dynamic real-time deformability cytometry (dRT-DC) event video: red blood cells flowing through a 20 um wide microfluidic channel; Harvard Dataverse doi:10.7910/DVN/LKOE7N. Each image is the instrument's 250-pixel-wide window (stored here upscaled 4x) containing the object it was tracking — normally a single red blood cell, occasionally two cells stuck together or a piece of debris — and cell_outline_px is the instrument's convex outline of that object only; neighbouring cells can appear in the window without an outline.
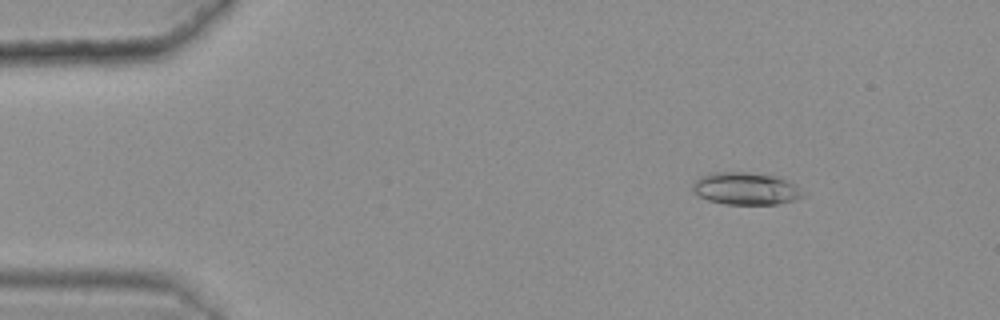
{"species": "common noctule bat (a hibernating species)", "species_latin": "Nyctalus noctula", "temperature_condition": "warm", "stored_images_in_passage": 49, "camera_frame_rate_fps": 3000, "um_per_image_px": 0.085, "animal": {"sex": "female", "body_mass_g": 25.1}, "frame": {"image": 1, "passage_image": 8, "time_ms": 2.333, "image_size_px": [1000, 320], "cell_outline_px": [[804, 196], [796, 200], [776, 204], [724, 204], [708, 200], [692, 192], [692, 184], [700, 176], [712, 172], [748, 172], [776, 176], [796, 184], [804, 192]], "centroid_in_image_um": [63.39, 16.03], "position_along_channel_um": 21.6, "area_um2": 20.98}}
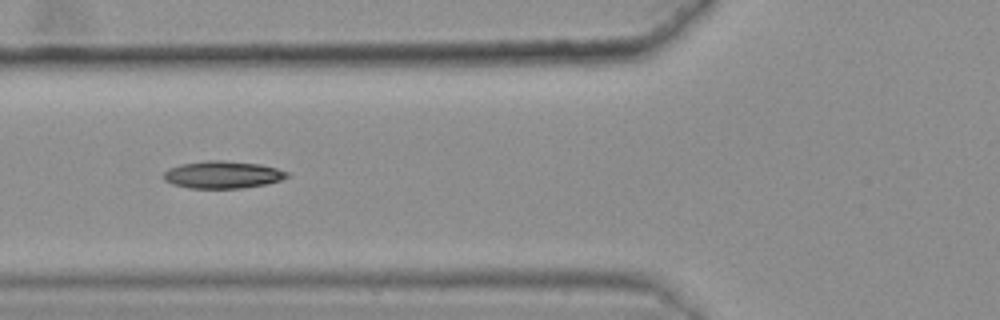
{"frame": {"image": 2, "passage_image": 22, "time_ms": 7.0, "image_size_px": [1000, 320], "cell_outline_px": [[288, 176], [280, 180], [264, 184], [244, 188], [188, 188], [172, 184], [164, 180], [164, 172], [168, 168], [180, 164], [208, 160], [220, 160], [260, 164], [276, 168], [288, 172]], "centroid_in_image_um": [18.89, 14.85], "position_along_channel_um": 106.9, "area_um2": 19.59}}
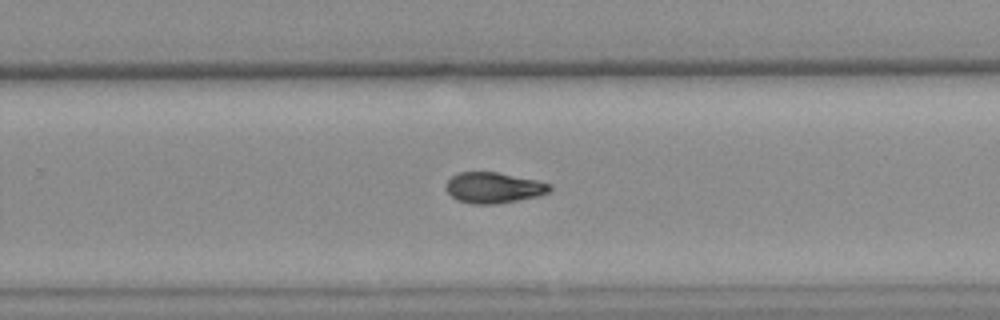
{"frame": {"image": 3, "passage_image": 37, "time_ms": 12.0, "image_size_px": [1000, 320], "cell_outline_px": [[552, 188], [548, 192], [536, 196], [500, 204], [472, 204], [456, 200], [448, 192], [448, 180], [452, 176], [460, 172], [496, 172], [536, 180], [552, 184]], "centroid_in_image_um": [41.97, 15.96], "position_along_channel_um": 287.8, "area_um2": 18.44}, "authors_computed_cell_mechanics": {"area_um2": 19.2474, "velocity_mm_per_s": 3.6235, "shape_relaxation_time_tau1_ms": null, "shape_relaxation_time_tau2_ms": 5.5731, "deformation_change_tau1": null, "deformation_change_tau2": 0.1257}}